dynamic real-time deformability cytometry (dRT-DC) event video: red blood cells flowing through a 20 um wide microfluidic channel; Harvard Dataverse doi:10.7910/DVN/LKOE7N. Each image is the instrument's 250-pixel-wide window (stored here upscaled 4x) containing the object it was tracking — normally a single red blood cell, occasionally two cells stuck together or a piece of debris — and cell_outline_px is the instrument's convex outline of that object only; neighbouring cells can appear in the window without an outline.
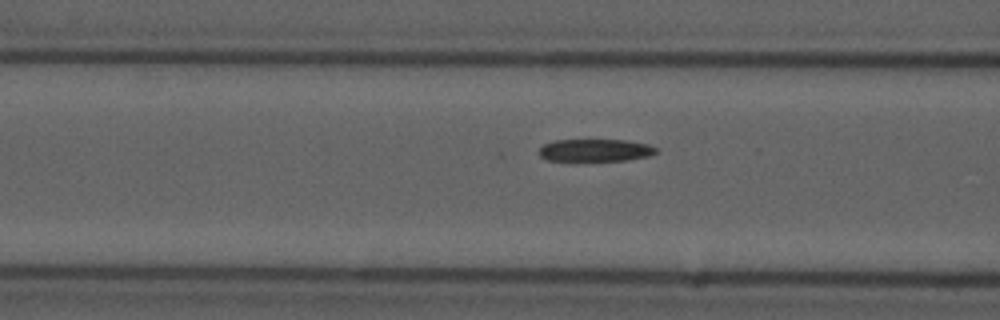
{"species": "common noctule bat (a hibernating species)", "species_latin": "Nyctalus noctula", "temperature_condition": "cold", "stored_images_in_passage": 20, "camera_frame_rate_fps": 3000, "um_per_image_px": 0.085, "animal": {"sex": "male", "forearm_length_mm": 52.5}, "frame": {"image": 1, "passage_image": 18, "time_ms": 5.667, "image_size_px": [1000, 320], "cell_outline_px": [[656, 152], [648, 156], [628, 160], [572, 164], [548, 160], [540, 156], [540, 148], [544, 144], [556, 140], [624, 140], [648, 144], [656, 148]], "centroid_in_image_um": [50.53, 12.83], "position_along_channel_um": 116.1, "area_um2": 16.13}}